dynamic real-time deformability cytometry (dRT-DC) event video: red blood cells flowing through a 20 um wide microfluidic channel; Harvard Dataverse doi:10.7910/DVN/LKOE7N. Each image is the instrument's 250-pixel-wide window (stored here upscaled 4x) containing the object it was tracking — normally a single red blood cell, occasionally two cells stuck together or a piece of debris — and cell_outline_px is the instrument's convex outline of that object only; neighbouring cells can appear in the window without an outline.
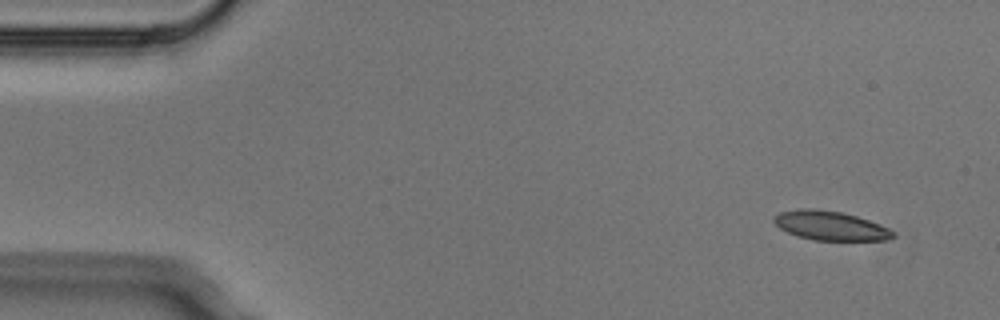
{"species": "Egyptian fruit bat (a non-hibernating species)", "species_latin": "Rousettus aegyptiacus", "temperature_condition": "cold", "stored_images_in_passage": 5, "segment_of_instrument_passage": [1, 2], "camera_frame_rate_fps": 3000, "um_per_image_px": 0.085, "animal": {"sex": "male"}, "frame": {"image": 1, "passage_image": 1, "time_ms": 0.0, "image_size_px": [1000, 320], "cell_outline_px": [[896, 236], [888, 240], [816, 240], [796, 236], [780, 228], [772, 220], [772, 216], [780, 212], [800, 208], [812, 208], [840, 212], [856, 216], [868, 220], [888, 228], [896, 232]], "centroid_in_image_um": [70.57, 19.18], "position_along_channel_um": 14.4, "area_um2": 20.23}}